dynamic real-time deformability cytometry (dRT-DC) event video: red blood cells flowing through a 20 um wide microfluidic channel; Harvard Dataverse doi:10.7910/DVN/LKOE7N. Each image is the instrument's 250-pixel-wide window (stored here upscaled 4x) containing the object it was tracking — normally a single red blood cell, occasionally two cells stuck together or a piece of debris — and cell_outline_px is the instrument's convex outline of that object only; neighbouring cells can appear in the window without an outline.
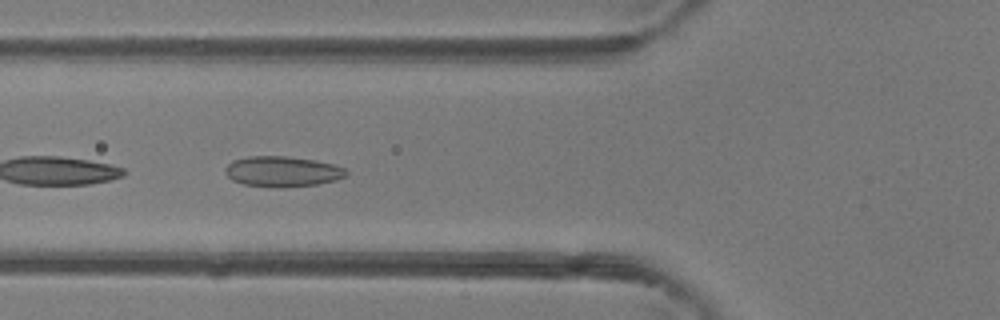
{"species": "common noctule bat (a hibernating species)", "species_latin": "Nyctalus noctula", "temperature_condition": "room temperature", "stored_images_in_passage": 10, "camera_frame_rate_fps": 3000, "um_per_image_px": 0.085, "animal": {"sex": "female"}, "frame": {"image": 1, "passage_image": 5, "time_ms": 1.333, "image_size_px": [1000, 320], "cell_outline_px": [[348, 176], [336, 180], [316, 184], [276, 188], [244, 184], [232, 180], [224, 172], [224, 168], [232, 160], [248, 156], [284, 156], [316, 160], [336, 164], [344, 168], [348, 172]], "centroid_in_image_um": [24.01, 14.57], "position_along_channel_um": 101.8, "area_um2": 21.68}}